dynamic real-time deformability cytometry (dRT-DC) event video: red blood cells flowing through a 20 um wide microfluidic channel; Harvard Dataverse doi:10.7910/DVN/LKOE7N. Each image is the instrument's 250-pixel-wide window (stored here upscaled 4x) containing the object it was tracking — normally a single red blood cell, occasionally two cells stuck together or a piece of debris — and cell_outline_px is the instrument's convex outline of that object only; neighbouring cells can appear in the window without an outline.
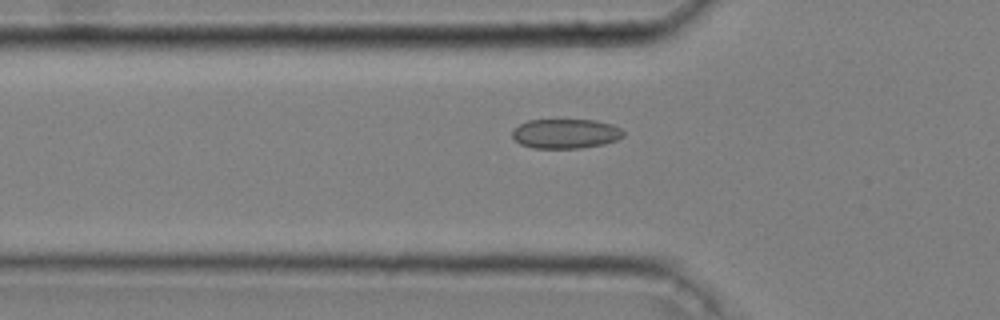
{"species": "common noctule bat (a hibernating species)", "species_latin": "Nyctalus noctula", "temperature_condition": "cold", "stored_images_in_passage": 38, "camera_frame_rate_fps": 3000, "um_per_image_px": 0.085, "animal": {"sex": "male", "body_mass_g": 20.4}, "frame": {"image": 1, "passage_image": 8, "time_ms": 2.333, "image_size_px": [1000, 320], "cell_outline_px": [[624, 136], [616, 140], [604, 144], [580, 148], [532, 148], [520, 144], [512, 136], [512, 132], [520, 124], [528, 120], [596, 120], [612, 124], [620, 128], [624, 132]], "centroid_in_image_um": [48.09, 11.36], "position_along_channel_um": 77.7, "area_um2": 19.13}}
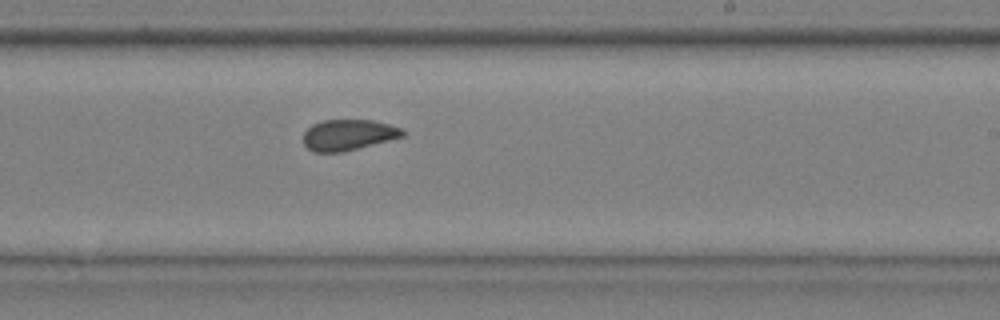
{"frame": {"image": 2, "passage_image": 23, "time_ms": 7.333, "image_size_px": [1000, 320], "cell_outline_px": [[404, 136], [340, 152], [312, 152], [304, 144], [304, 132], [312, 124], [324, 120], [372, 120], [404, 128]], "centroid_in_image_um": [29.59, 11.45], "position_along_channel_um": 259.4, "area_um2": 17.63}}
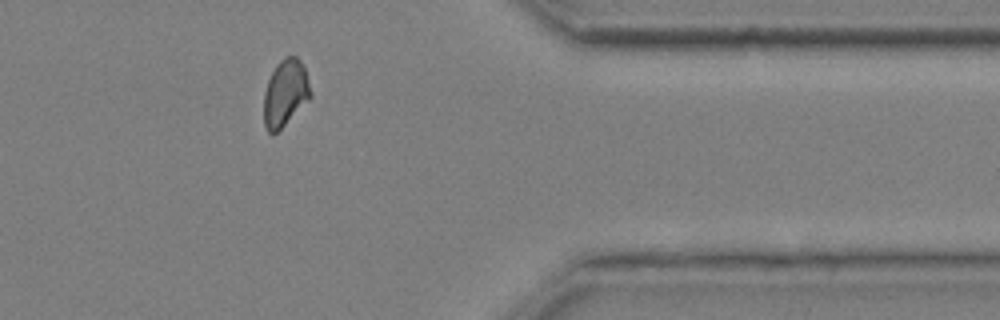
{"frame": {"image": 3, "passage_image": 35, "time_ms": 11.333, "image_size_px": [1000, 320], "cell_outline_px": [[312, 96], [272, 136], [268, 132], [264, 124], [264, 92], [268, 80], [276, 64], [284, 56], [296, 56], [304, 64]], "centroid_in_image_um": [24.24, 7.87], "position_along_channel_um": 387.2, "area_um2": 18.03}, "authors_computed_cell_mechanics": {"area_um2": 18.1492, "velocity_mm_per_s": 3.6332, "shape_relaxation_time_tau1_ms": null, "shape_relaxation_time_tau2_ms": 1.9635, "deformation_change_tau1": null, "deformation_change_tau2": 0.0615}}